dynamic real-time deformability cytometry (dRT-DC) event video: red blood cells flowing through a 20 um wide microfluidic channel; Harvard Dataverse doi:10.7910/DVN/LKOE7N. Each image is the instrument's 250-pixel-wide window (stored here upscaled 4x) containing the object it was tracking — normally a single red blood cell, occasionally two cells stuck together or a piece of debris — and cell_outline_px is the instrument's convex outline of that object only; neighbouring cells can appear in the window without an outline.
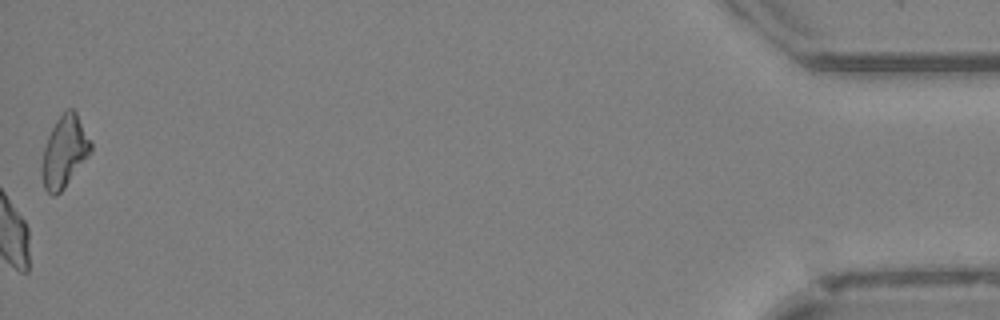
{"species": "Egyptian fruit bat (a non-hibernating species)", "species_latin": "Rousettus aegyptiacus", "temperature_condition": "cold", "stored_images_in_passage": 39, "camera_frame_rate_fps": 3000, "um_per_image_px": 0.085, "animal": {"sex": "female"}, "frame": {"image": 1, "passage_image": 39, "time_ms": 12.667, "image_size_px": [1000, 320], "cell_outline_px": [[92, 152], [64, 188], [56, 196], [52, 196], [44, 188], [40, 172], [40, 168], [44, 148], [48, 136], [56, 120], [68, 108], [72, 108], [76, 112], [92, 144]], "centroid_in_image_um": [5.46, 12.93], "position_along_channel_um": 429.7, "area_um2": 20.4}, "authors_computed_cell_mechanics": {"area_um2": 20.519, "velocity_mm_per_s": 4.0875, "shape_relaxation_time_tau1_ms": null, "shape_relaxation_time_tau2_ms": 7.4403, "deformation_change_tau1": null, "deformation_change_tau2": 0.1759}}